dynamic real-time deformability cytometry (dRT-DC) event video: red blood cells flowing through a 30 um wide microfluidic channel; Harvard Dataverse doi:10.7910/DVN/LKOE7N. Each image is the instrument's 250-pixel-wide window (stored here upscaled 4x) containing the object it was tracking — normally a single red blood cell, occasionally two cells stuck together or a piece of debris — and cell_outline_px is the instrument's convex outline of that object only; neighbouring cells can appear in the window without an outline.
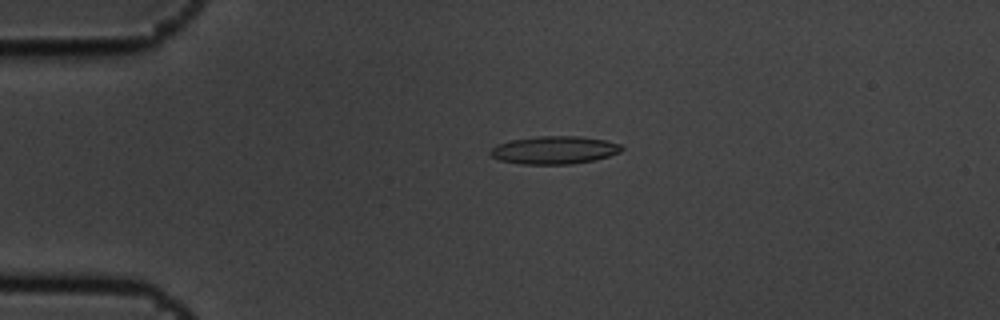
{"species": "common noctule bat (a hibernating species)", "species_latin": "Nyctalus noctula", "temperature_condition": "cold", "stored_images_in_passage": 2, "camera_frame_rate_fps": 3000, "um_per_image_px": 0.085, "animal": {"sex": "male", "body_mass_g": 19.5, "forearm_length_mm": 54.6}, "frame": {"image": 1, "passage_image": 1, "time_ms": 0.0, "image_size_px": [1000, 320], "cell_outline_px": [[624, 148], [620, 152], [596, 160], [572, 164], [520, 164], [500, 160], [492, 156], [488, 152], [496, 144], [512, 140], [540, 136], [580, 136], [604, 140], [620, 144]], "centroid_in_image_um": [47.12, 12.76], "position_along_channel_um": 37.9, "area_um2": 21.33}}